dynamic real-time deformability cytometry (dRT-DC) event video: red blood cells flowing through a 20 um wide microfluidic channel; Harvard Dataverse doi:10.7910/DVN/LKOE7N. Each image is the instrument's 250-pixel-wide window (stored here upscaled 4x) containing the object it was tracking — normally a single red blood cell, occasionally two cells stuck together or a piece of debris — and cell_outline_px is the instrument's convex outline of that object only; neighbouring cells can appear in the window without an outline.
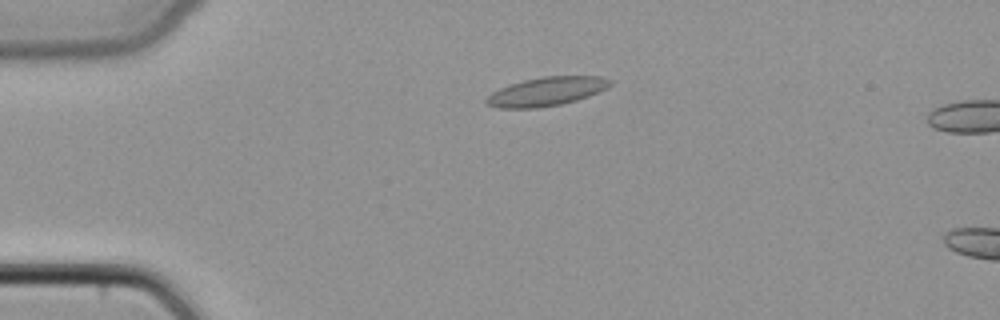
{"species": "common noctule bat (a hibernating species)", "species_latin": "Nyctalus noctula", "temperature_condition": "cold", "stored_images_in_passage": 13, "camera_frame_rate_fps": 3000, "um_per_image_px": 0.085, "animal": {"sex": "female", "body_mass_g": 22.7, "forearm_length_mm": 54.2}, "frame": {"image": 1, "passage_image": 10, "time_ms": 3.0, "image_size_px": [1000, 320], "cell_outline_px": [[612, 84], [608, 88], [588, 96], [576, 100], [560, 104], [536, 108], [500, 108], [488, 104], [484, 100], [492, 92], [500, 88], [524, 80], [544, 76], [604, 76], [612, 80]], "centroid_in_image_um": [46.5, 7.76], "position_along_channel_um": 38.5, "area_um2": 20.63}}